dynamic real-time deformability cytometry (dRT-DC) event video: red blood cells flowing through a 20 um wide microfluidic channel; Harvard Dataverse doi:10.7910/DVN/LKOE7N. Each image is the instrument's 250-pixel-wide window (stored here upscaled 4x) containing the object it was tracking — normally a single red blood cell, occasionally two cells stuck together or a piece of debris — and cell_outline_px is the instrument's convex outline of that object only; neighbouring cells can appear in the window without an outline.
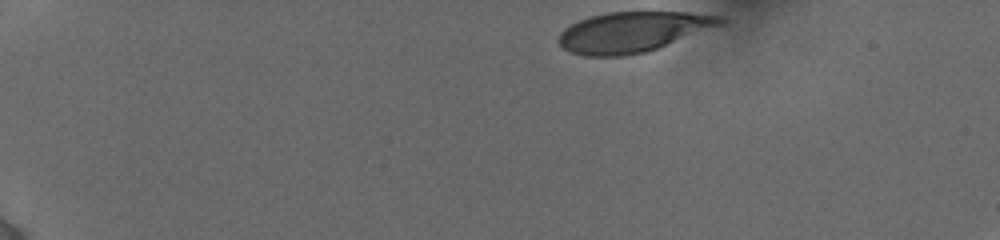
{"species": "human", "species_latin": "Homo sapiens", "temperature_condition": "cold", "stored_images_in_passage": 57, "camera_frame_rate_fps": 3000, "um_per_image_px": 0.085, "donor": {"sex": "female"}, "frame": {"image": 1, "passage_image": 1, "time_ms": 0.0, "image_size_px": [1000, 240], "cell_outline_px": [[728, 20], [724, 24], [656, 48], [644, 52], [620, 56], [584, 56], [568, 52], [556, 40], [560, 32], [564, 28], [588, 16], [608, 12], [688, 12], [720, 16]], "centroid_in_image_um": [53.75, 2.7], "position_along_channel_um": 31.2, "area_um2": 37.86}}
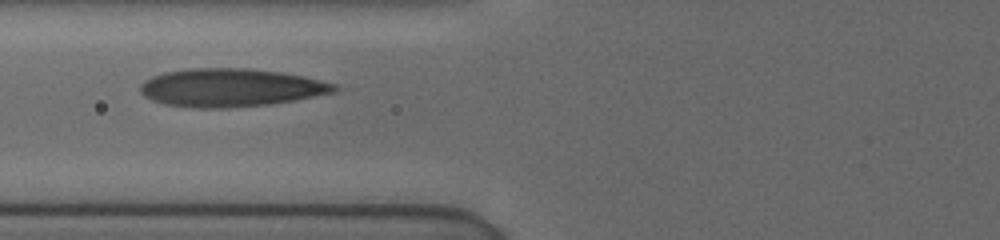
{"frame": {"image": 2, "passage_image": 27, "time_ms": 4.667, "image_size_px": [1000, 240], "cell_outline_px": [[340, 88], [336, 92], [272, 104], [228, 108], [196, 108], [164, 104], [152, 100], [144, 96], [140, 92], [140, 84], [144, 80], [152, 76], [164, 72], [188, 68], [244, 68], [280, 72], [304, 76], [336, 84]], "centroid_in_image_um": [19.6, 7.45], "position_along_channel_um": 106.2, "area_um2": 43.35}}
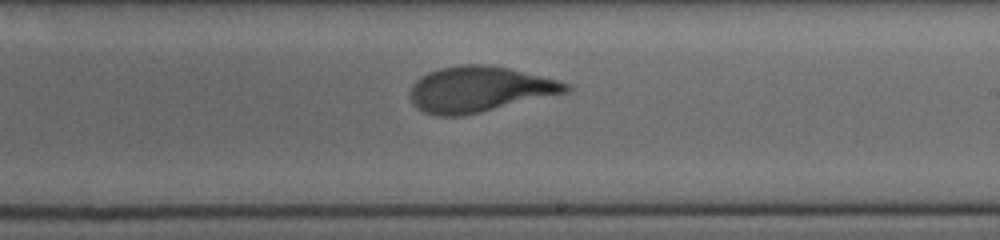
{"frame": {"image": 3, "passage_image": 56, "time_ms": 8.333, "image_size_px": [1000, 240], "cell_outline_px": [[572, 92], [464, 116], [436, 116], [424, 112], [416, 108], [412, 104], [408, 96], [408, 92], [412, 84], [420, 76], [428, 72], [440, 68], [460, 64], [488, 64], [508, 68], [556, 80], [568, 84], [572, 88]], "centroid_in_image_um": [40.72, 7.6], "position_along_channel_um": 248.3, "area_um2": 42.02}}